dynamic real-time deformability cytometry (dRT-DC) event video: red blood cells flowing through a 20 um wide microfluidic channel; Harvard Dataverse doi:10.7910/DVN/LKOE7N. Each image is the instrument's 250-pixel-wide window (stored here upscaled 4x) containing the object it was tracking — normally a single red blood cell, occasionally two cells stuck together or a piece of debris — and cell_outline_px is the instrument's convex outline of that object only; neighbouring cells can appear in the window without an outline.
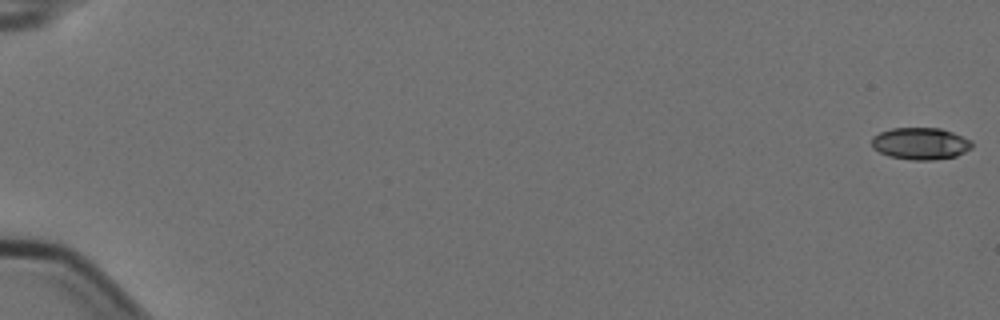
{"species": "Egyptian fruit bat (a non-hibernating species)", "species_latin": "Rousettus aegyptiacus", "temperature_condition": "cold", "stored_images_in_passage": 15, "camera_frame_rate_fps": 3000, "um_per_image_px": 0.085, "animal": {"sex": "female"}, "frame": {"image": 1, "passage_image": 1, "time_ms": 0.0, "image_size_px": [1000, 320], "cell_outline_px": [[972, 148], [956, 156], [932, 160], [912, 160], [888, 156], [872, 148], [872, 136], [880, 132], [892, 128], [940, 128], [952, 132], [972, 140]], "centroid_in_image_um": [78.23, 12.2], "position_along_channel_um": 6.8, "area_um2": 18.73}}
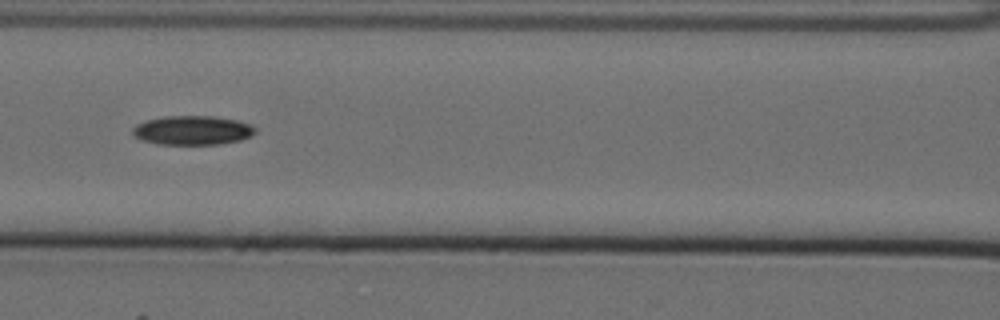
{"frame": {"image": 2, "passage_image": 8, "time_ms": 2.333, "image_size_px": [1000, 320], "cell_outline_px": [[256, 132], [252, 136], [240, 140], [220, 144], [156, 144], [140, 140], [132, 136], [132, 128], [136, 124], [148, 120], [164, 116], [212, 116], [236, 120], [252, 124], [256, 128]], "centroid_in_image_um": [16.35, 11.08], "position_along_channel_um": 150.3, "area_um2": 21.04}}
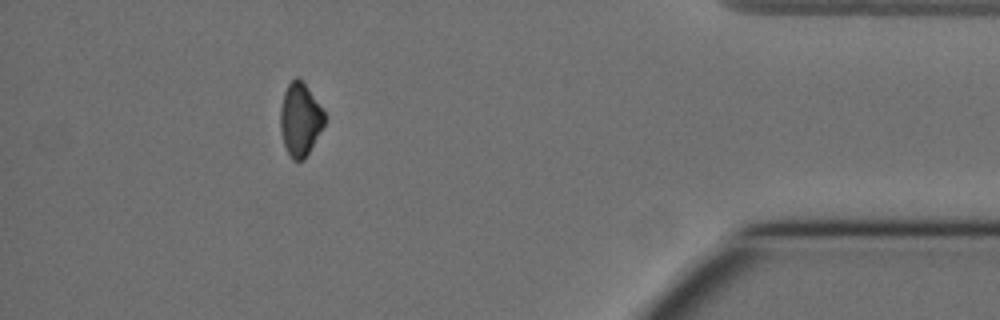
{"frame": {"image": 3, "passage_image": 15, "time_ms": 4.667, "image_size_px": [1000, 320], "cell_outline_px": [[324, 124], [304, 160], [292, 160], [288, 156], [284, 144], [280, 128], [280, 108], [284, 92], [288, 84], [296, 76], [304, 84], [324, 112]], "centroid_in_image_um": [25.47, 10.19], "position_along_channel_um": 409.7, "area_um2": 18.38}}